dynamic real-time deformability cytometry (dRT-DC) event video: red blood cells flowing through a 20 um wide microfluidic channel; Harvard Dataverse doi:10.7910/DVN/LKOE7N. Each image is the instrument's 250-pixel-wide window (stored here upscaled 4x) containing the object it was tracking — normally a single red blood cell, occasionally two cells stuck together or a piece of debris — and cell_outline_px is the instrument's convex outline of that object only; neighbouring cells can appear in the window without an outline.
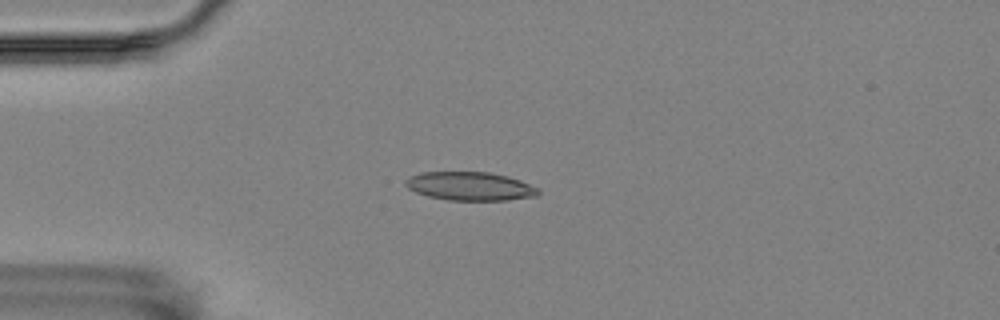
{"species": "Egyptian fruit bat (a non-hibernating species)", "species_latin": "Rousettus aegyptiacus", "temperature_condition": "room temperature", "stored_images_in_passage": 56, "camera_frame_rate_fps": 3000, "um_per_image_px": 0.085, "animal": {"sex": "female"}, "frame": {"image": 1, "passage_image": 14, "time_ms": 4.333, "image_size_px": [1000, 320], "cell_outline_px": [[540, 192], [536, 196], [508, 200], [448, 200], [428, 196], [416, 192], [408, 188], [404, 184], [404, 180], [420, 172], [488, 172], [508, 176], [520, 180], [540, 188]], "centroid_in_image_um": [39.97, 15.82], "position_along_channel_um": 45.0, "area_um2": 22.14}}
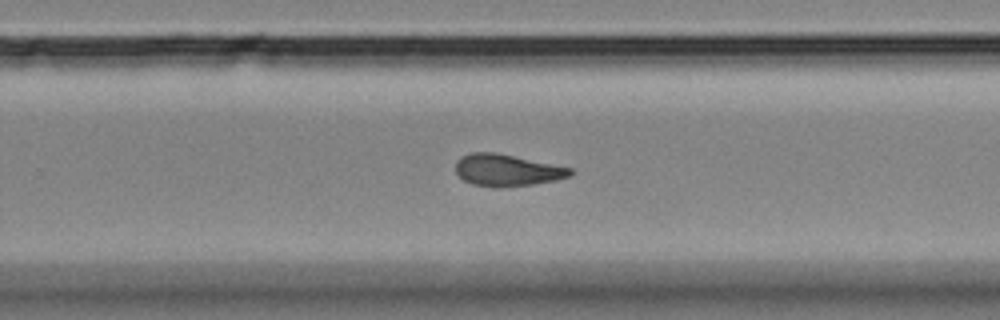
{"frame": {"image": 2, "passage_image": 36, "time_ms": 11.667, "image_size_px": [1000, 320], "cell_outline_px": [[572, 176], [556, 180], [536, 184], [500, 188], [492, 188], [472, 184], [464, 180], [456, 172], [456, 160], [460, 156], [472, 152], [496, 152], [572, 168]], "centroid_in_image_um": [43.09, 14.48], "position_along_channel_um": 286.7, "area_um2": 21.56}}
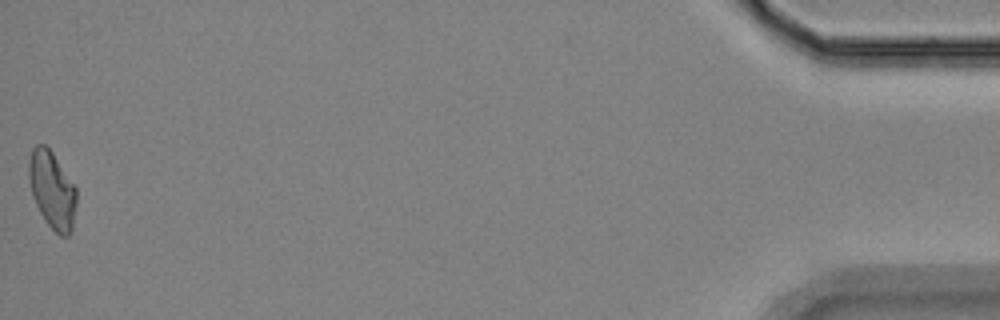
{"frame": {"image": 3, "passage_image": 56, "time_ms": 18.333, "image_size_px": [1000, 320], "cell_outline_px": [[76, 204], [72, 232], [68, 236], [60, 236], [48, 224], [40, 212], [32, 196], [28, 180], [28, 164], [32, 148], [36, 144], [44, 144], [52, 152], [76, 188]], "centroid_in_image_um": [4.42, 16.15], "position_along_channel_um": 430.8, "area_um2": 21.39}, "authors_computed_cell_mechanics": {"area_um2": 21.2993, "velocity_mm_per_s": 3.5346, "shape_relaxation_time_tau1_ms": null, "shape_relaxation_time_tau2_ms": 2.2294, "deformation_change_tau1": null, "deformation_change_tau2": 0.094}}